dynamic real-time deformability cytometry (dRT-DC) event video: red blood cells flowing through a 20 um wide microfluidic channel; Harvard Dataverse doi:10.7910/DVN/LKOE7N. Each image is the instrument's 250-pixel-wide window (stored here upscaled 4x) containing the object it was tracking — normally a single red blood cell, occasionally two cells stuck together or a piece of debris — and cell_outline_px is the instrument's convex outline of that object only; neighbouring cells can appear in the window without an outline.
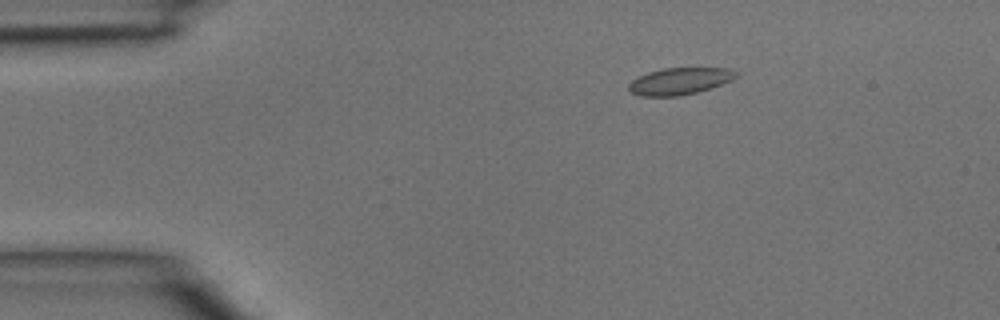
{"species": "common noctule bat (a hibernating species)", "species_latin": "Nyctalus noctula", "temperature_condition": "room temperature", "stored_images_in_passage": 4, "segment_of_instrument_passage": [1, 2], "camera_frame_rate_fps": 3000, "um_per_image_px": 0.085, "animal": {"sex": "male", "body_mass_g": 15.6}, "frame": {"image": 1, "passage_image": 2, "time_ms": 0.333, "image_size_px": [1000, 320], "cell_outline_px": [[736, 76], [732, 80], [696, 92], [680, 96], [640, 96], [628, 92], [628, 84], [632, 80], [648, 72], [664, 68], [732, 68], [736, 72]], "centroid_in_image_um": [57.72, 6.9], "position_along_channel_um": 27.3, "area_um2": 16.7}}